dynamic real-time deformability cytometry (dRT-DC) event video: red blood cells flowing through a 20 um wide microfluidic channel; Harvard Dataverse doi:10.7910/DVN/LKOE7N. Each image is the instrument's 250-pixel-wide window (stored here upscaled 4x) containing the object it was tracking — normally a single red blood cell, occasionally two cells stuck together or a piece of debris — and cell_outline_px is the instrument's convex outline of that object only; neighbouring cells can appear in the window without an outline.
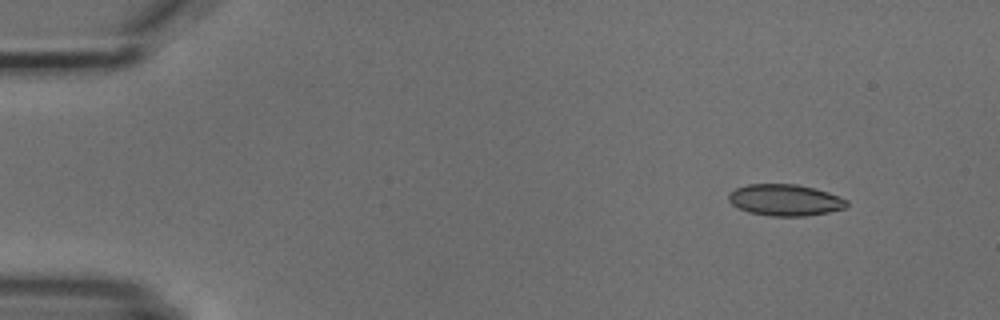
{"species": "common noctule bat (a hibernating species)", "species_latin": "Nyctalus noctula", "temperature_condition": "cold", "stored_images_in_passage": 3, "camera_frame_rate_fps": 3000, "um_per_image_px": 0.085, "animal": {"sex": "male", "body_mass_g": 18.8}, "frame": {"image": 1, "passage_image": 1, "time_ms": 0.0, "image_size_px": [1000, 320], "cell_outline_px": [[848, 204], [844, 208], [828, 212], [808, 216], [768, 216], [748, 212], [732, 204], [728, 200], [728, 196], [736, 188], [748, 184], [796, 184], [828, 192], [848, 200]], "centroid_in_image_um": [66.73, 17.01], "position_along_channel_um": 18.3, "area_um2": 21.56}}